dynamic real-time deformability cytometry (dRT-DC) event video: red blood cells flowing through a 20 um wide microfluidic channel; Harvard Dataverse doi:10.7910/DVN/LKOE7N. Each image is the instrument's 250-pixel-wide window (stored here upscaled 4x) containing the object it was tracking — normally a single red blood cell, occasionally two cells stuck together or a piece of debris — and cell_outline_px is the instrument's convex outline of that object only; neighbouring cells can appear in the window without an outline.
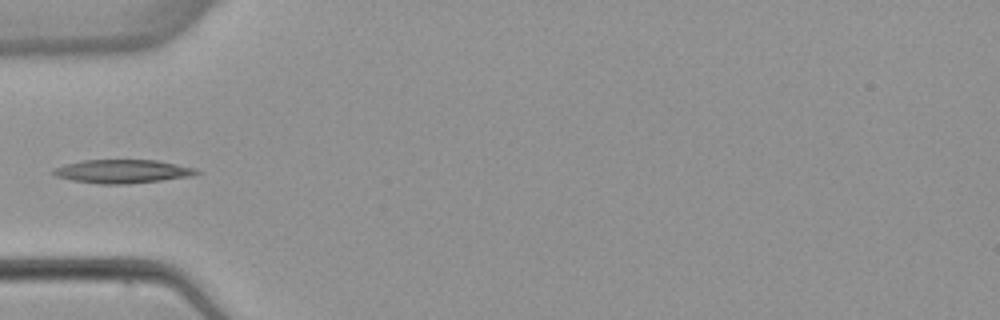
{"species": "common noctule bat (a hibernating species)", "species_latin": "Nyctalus noctula", "temperature_condition": "warm", "stored_images_in_passage": 5, "camera_frame_rate_fps": 3000, "um_per_image_px": 0.085, "animal": {"sex": "female", "body_mass_g": 22.7, "forearm_length_mm": 54.2}, "frame": {"image": 1, "passage_image": 5, "time_ms": 5.333, "image_size_px": [1000, 320], "cell_outline_px": [[200, 172], [192, 176], [128, 184], [96, 184], [72, 180], [56, 176], [52, 172], [52, 168], [84, 160], [156, 160], [196, 168]], "centroid_in_image_um": [10.4, 14.57], "position_along_channel_um": 74.6, "area_um2": 19.54}}